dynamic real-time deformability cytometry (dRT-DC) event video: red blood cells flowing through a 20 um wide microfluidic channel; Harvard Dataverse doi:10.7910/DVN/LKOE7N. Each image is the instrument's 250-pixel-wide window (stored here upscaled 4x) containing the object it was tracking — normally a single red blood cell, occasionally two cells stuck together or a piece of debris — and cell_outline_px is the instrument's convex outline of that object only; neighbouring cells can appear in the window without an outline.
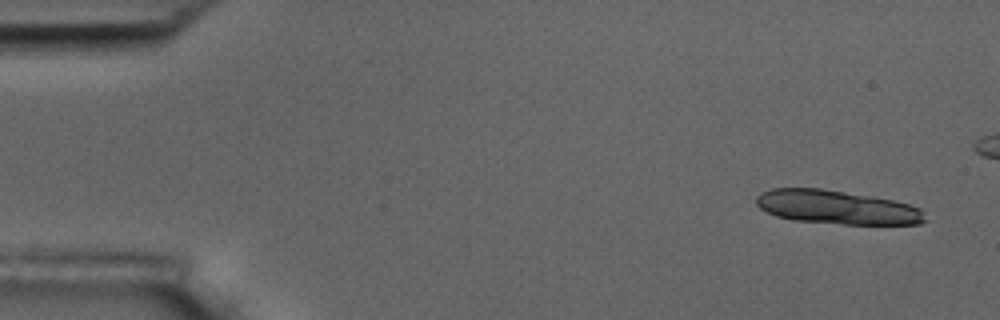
{"species": "common noctule bat (a hibernating species)", "species_latin": "Nyctalus noctula", "temperature_condition": "room temperature", "stored_images_in_passage": 6, "camera_frame_rate_fps": 3000, "um_per_image_px": 0.085, "animal": {"sex": "male", "body_mass_g": 17.5, "forearm_length_mm": 52.3}, "frame": {"image": 1, "passage_image": 1, "time_ms": 0.0, "image_size_px": [1000, 320], "cell_outline_px": [[924, 220], [920, 224], [840, 224], [792, 220], [776, 216], [760, 208], [756, 204], [756, 196], [760, 192], [772, 188], [820, 188], [892, 200], [908, 204], [920, 208], [924, 212]], "centroid_in_image_um": [71.08, 17.62], "position_along_channel_um": 13.9, "area_um2": 33.06}}